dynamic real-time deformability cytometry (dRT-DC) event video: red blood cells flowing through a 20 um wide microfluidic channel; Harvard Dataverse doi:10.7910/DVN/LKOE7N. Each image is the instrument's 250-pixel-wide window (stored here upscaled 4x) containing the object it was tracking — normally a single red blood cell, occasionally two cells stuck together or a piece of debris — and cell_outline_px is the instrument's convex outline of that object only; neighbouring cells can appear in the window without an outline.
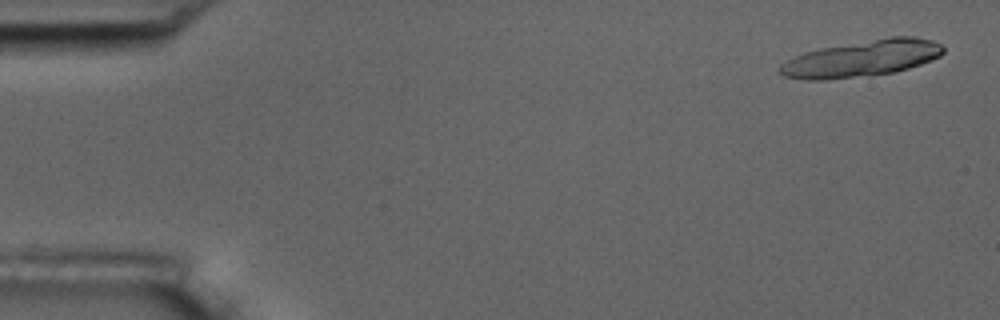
{"species": "common noctule bat (a hibernating species)", "species_latin": "Nyctalus noctula", "temperature_condition": "room temperature", "stored_images_in_passage": 5, "camera_frame_rate_fps": 3000, "um_per_image_px": 0.085, "animal": {"sex": "male", "body_mass_g": 17.5, "forearm_length_mm": 52.3}, "frame": {"image": 1, "passage_image": 1, "time_ms": 0.0, "image_size_px": [1000, 320], "cell_outline_px": [[944, 52], [940, 56], [932, 60], [908, 68], [892, 72], [828, 80], [808, 80], [784, 76], [776, 72], [780, 64], [804, 52], [820, 48], [892, 36], [916, 36], [932, 40], [940, 44], [944, 48]], "centroid_in_image_um": [73.25, 4.97], "position_along_channel_um": 11.8, "area_um2": 34.56}}